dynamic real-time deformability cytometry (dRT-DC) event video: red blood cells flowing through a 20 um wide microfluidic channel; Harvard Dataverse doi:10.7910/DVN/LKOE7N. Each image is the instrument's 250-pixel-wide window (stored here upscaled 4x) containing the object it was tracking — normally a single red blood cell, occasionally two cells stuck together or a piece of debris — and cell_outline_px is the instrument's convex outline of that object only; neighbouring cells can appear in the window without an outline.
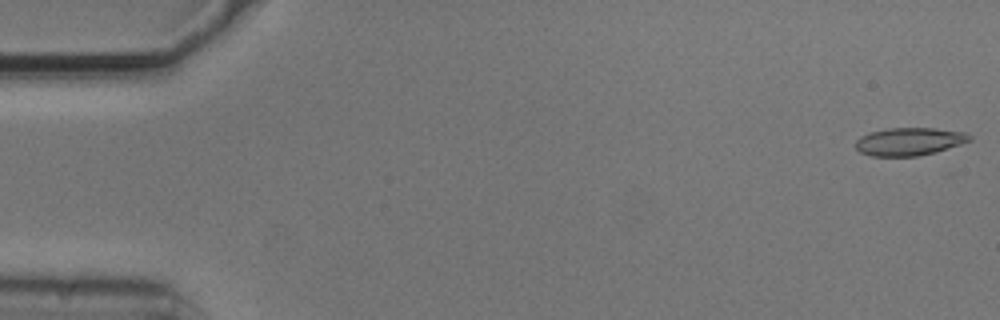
{"species": "common noctule bat (a hibernating species)", "species_latin": "Nyctalus noctula", "temperature_condition": "cold", "stored_images_in_passage": 54, "camera_frame_rate_fps": 3000, "um_per_image_px": 0.085, "animal": {"sex": "male", "body_mass_g": 20.5, "forearm_length_mm": 52.5}, "frame": {"image": 1, "passage_image": 1, "time_ms": 0.0, "image_size_px": [1000, 320], "cell_outline_px": [[972, 140], [936, 152], [916, 156], [872, 156], [860, 152], [856, 148], [856, 140], [860, 136], [872, 132], [888, 128], [932, 128], [964, 132], [972, 136]], "centroid_in_image_um": [77.29, 12.03], "position_along_channel_um": 7.7, "area_um2": 18.38}}
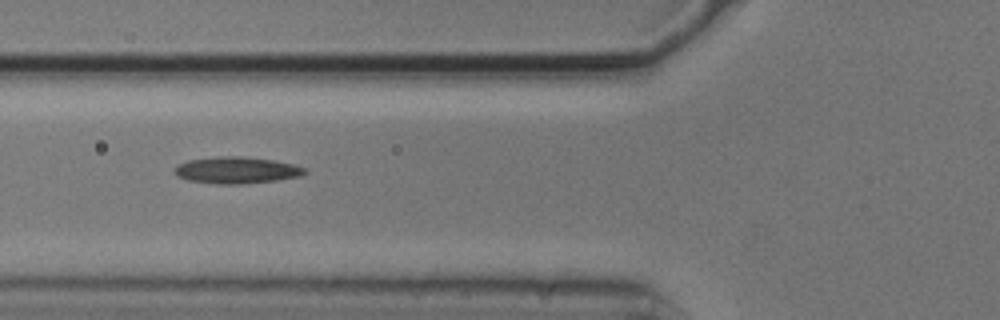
{"frame": {"image": 2, "passage_image": 20, "time_ms": 6.333, "image_size_px": [1000, 320], "cell_outline_px": [[308, 172], [304, 176], [276, 180], [240, 184], [216, 184], [188, 180], [176, 176], [176, 168], [180, 164], [188, 160], [220, 156], [240, 156], [272, 160], [296, 164], [304, 168]], "centroid_in_image_um": [20.17, 14.47], "position_along_channel_um": 105.6, "area_um2": 20.17}}
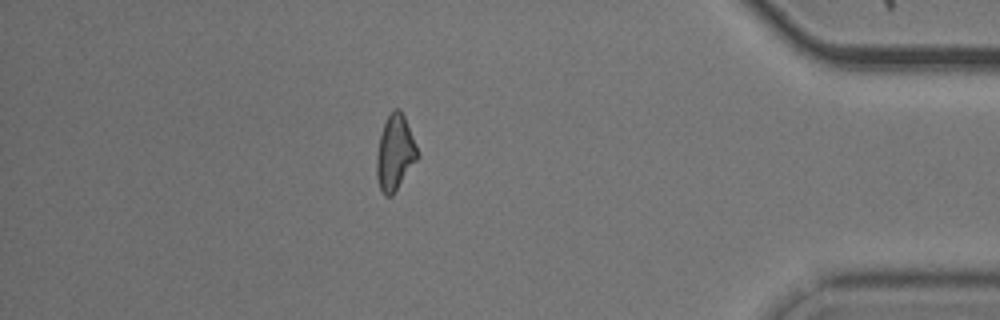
{"frame": {"image": 3, "passage_image": 47, "time_ms": 15.333, "image_size_px": [1000, 320], "cell_outline_px": [[420, 156], [392, 196], [384, 196], [380, 188], [376, 176], [376, 156], [380, 136], [384, 124], [392, 108], [400, 108], [404, 116]], "centroid_in_image_um": [33.57, 13.0], "position_along_channel_um": 401.6, "area_um2": 17.86}}